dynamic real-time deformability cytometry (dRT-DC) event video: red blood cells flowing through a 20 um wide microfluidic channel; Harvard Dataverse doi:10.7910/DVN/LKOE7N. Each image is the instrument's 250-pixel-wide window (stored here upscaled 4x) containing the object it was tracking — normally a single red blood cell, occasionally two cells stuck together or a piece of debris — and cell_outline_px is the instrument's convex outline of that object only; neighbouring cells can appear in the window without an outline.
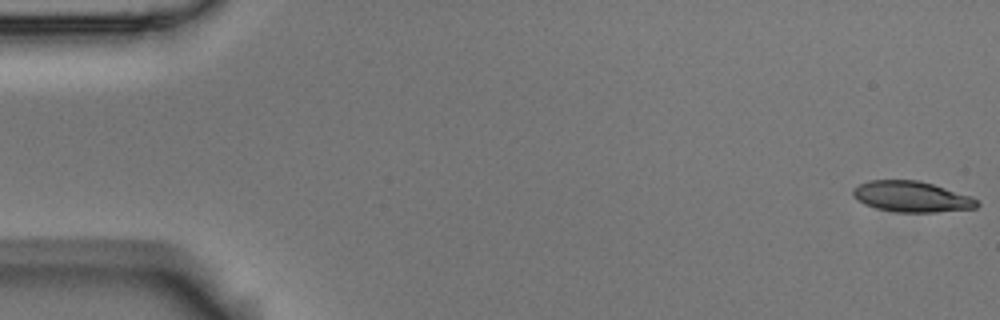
{"species": "Egyptian fruit bat (a non-hibernating species)", "species_latin": "Rousettus aegyptiacus", "temperature_condition": "room temperature", "stored_images_in_passage": 5, "segment_of_instrument_passage": [2, 2], "camera_frame_rate_fps": 3000, "um_per_image_px": 0.085, "animal": {"sex": "male"}, "frame": {"image": 1, "passage_image": 5, "time_ms": 1.333, "image_size_px": [1000, 320], "cell_outline_px": [[980, 204], [976, 208], [936, 212], [896, 212], [876, 208], [864, 204], [852, 192], [852, 188], [868, 180], [916, 180], [932, 184], [972, 196]], "centroid_in_image_um": [77.5, 16.72], "position_along_channel_um": 7.5, "area_um2": 22.08}}